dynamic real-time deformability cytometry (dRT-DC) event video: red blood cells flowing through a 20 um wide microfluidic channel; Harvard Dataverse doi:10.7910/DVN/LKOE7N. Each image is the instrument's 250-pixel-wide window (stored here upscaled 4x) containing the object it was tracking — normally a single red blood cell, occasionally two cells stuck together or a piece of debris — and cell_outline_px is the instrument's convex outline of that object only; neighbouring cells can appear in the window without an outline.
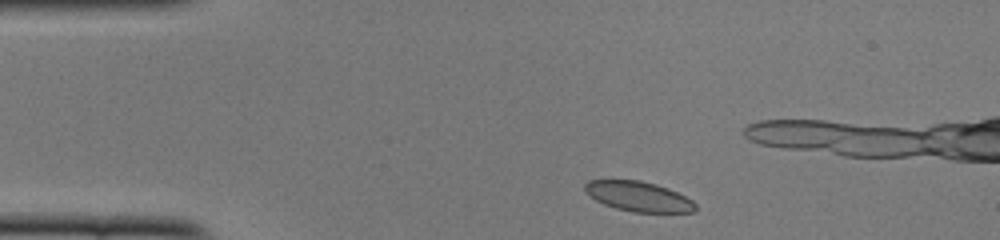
{"species": "common noctule bat (a hibernating species)", "species_latin": "Nyctalus noctula", "temperature_condition": "cold", "stored_images_in_passage": 45, "camera_frame_rate_fps": 3000, "um_per_image_px": 0.085, "animal": {"sex": "female", "body_mass_g": 22.0, "forearm_length_mm": 56.7}, "frame": {"image": 1, "passage_image": 2, "time_ms": 0.333, "image_size_px": [1000, 240], "cell_outline_px": [[696, 208], [692, 212], [632, 212], [616, 208], [604, 204], [596, 200], [584, 188], [584, 184], [588, 180], [640, 180], [656, 184], [668, 188], [692, 200], [696, 204]], "centroid_in_image_um": [54.28, 16.69], "position_along_channel_um": 30.7, "area_um2": 19.07}}
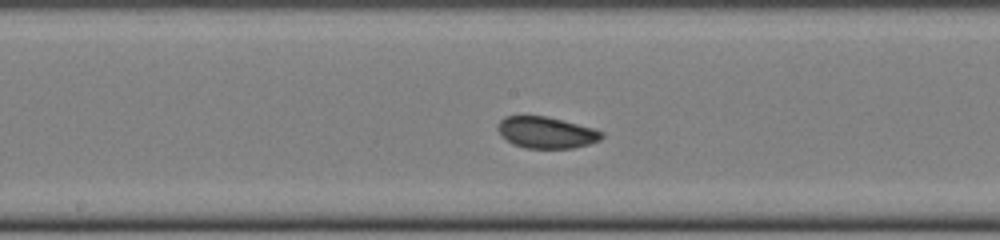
{"frame": {"image": 2, "passage_image": 19, "time_ms": 6.0, "image_size_px": [1000, 240], "cell_outline_px": [[604, 136], [600, 140], [588, 144], [572, 148], [524, 148], [512, 144], [500, 136], [496, 128], [496, 124], [504, 116], [548, 116], [592, 128], [604, 132]], "centroid_in_image_um": [46.38, 11.26], "position_along_channel_um": 201.8, "area_um2": 19.25}}
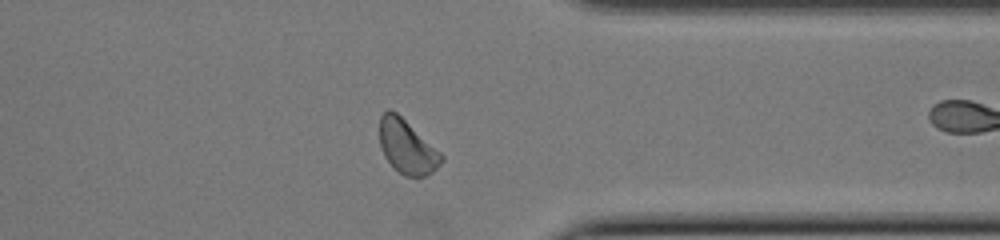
{"frame": {"image": 3, "passage_image": 33, "time_ms": 10.667, "image_size_px": [1000, 240], "cell_outline_px": [[444, 160], [432, 172], [424, 176], [404, 176], [384, 156], [380, 144], [380, 116], [388, 108], [396, 112], [440, 152], [444, 156]], "centroid_in_image_um": [34.59, 12.47], "position_along_channel_um": 376.8, "area_um2": 18.96}, "authors_computed_cell_mechanics": {"area_um2": 19.2474, "velocity_mm_per_s": 3.8672, "shape_relaxation_time_tau1_ms": 2.6512, "shape_relaxation_time_tau2_ms": 1.6991, "deformation_change_tau1": 0.0698, "deformation_change_tau2": 0.0548}}